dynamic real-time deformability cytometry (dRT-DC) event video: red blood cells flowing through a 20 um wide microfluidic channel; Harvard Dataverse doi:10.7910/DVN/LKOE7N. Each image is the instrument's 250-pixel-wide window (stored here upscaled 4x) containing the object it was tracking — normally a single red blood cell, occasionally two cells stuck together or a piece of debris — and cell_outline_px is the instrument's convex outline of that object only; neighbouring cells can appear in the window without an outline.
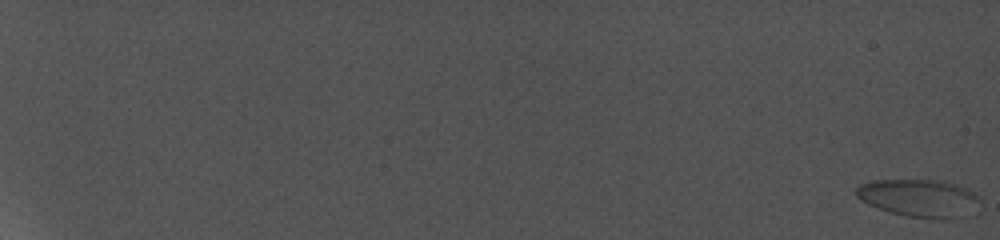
{"species": "common noctule bat (a hibernating species)", "species_latin": "Nyctalus noctula", "temperature_condition": "cold", "stored_images_in_passage": 24, "camera_frame_rate_fps": 5000, "um_per_image_px": 0.085, "animal": {"sex": "female", "body_mass_g": 19.0, "forearm_length_mm": 56.7}, "frame": {"image": 1, "passage_image": 1, "time_ms": 0.0, "image_size_px": [1000, 240], "cell_outline_px": [[964, 192], [944, 216], [908, 216], [892, 212], [880, 208], [856, 196], [856, 188], [864, 184], [884, 180], [916, 180], [940, 184], [956, 188]], "centroid_in_image_um": [77.37, 16.74], "position_along_channel_um": 7.6, "area_um2": 20.92}}
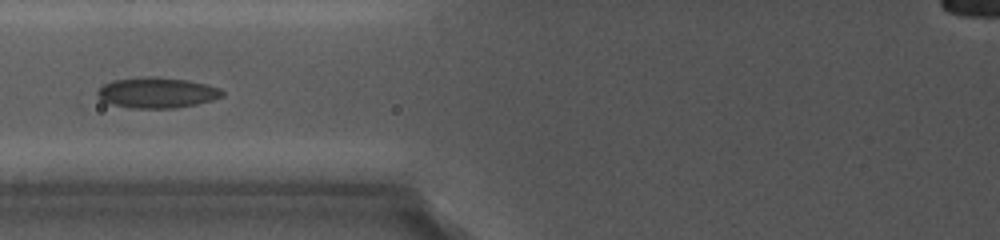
{"frame": {"image": 2, "passage_image": 14, "time_ms": 11.0, "image_size_px": [1000, 240], "cell_outline_px": [[224, 92], [220, 96], [196, 104], [172, 108], [132, 108], [116, 104], [104, 100], [96, 92], [104, 84], [116, 80], [184, 80], [204, 84], [216, 88]], "centroid_in_image_um": [13.34, 7.93], "position_along_channel_um": 112.5, "area_um2": 20.29}}
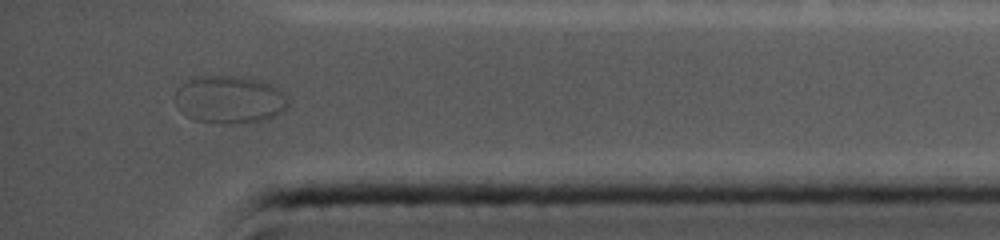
{"frame": {"image": 3, "passage_image": 24, "time_ms": 19.4, "image_size_px": [1000, 240], "cell_outline_px": [[288, 104], [280, 112], [264, 120], [196, 120], [188, 116], [184, 112], [176, 92], [184, 84], [200, 76], [240, 76], [256, 80], [268, 84], [276, 88], [288, 100]], "centroid_in_image_um": [19.56, 8.41], "position_along_channel_um": 415.6, "area_um2": 29.07}}